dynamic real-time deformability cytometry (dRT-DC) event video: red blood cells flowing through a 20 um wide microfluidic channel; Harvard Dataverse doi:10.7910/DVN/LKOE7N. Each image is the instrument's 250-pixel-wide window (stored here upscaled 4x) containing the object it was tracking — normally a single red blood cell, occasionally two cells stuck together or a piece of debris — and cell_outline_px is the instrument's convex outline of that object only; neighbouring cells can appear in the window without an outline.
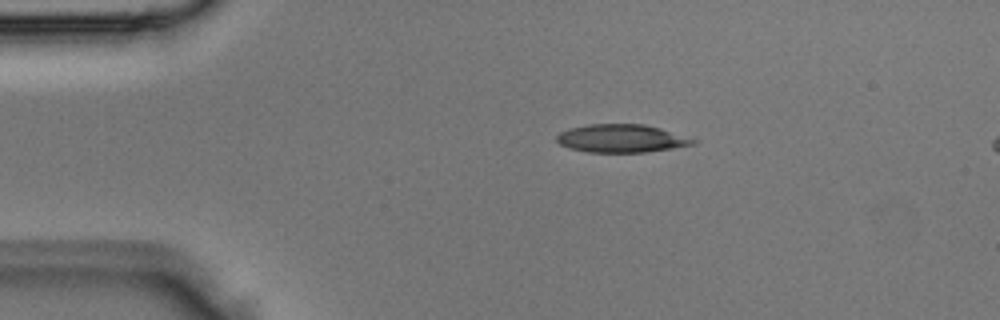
{"species": "Egyptian fruit bat (a non-hibernating species)", "species_latin": "Rousettus aegyptiacus", "temperature_condition": "room temperature", "stored_images_in_passage": 3, "camera_frame_rate_fps": 3000, "um_per_image_px": 0.085, "animal": {"sex": "male"}, "frame": {"image": 1, "passage_image": 2, "time_ms": 0.333, "image_size_px": [1000, 320], "cell_outline_px": [[700, 140], [696, 144], [672, 148], [644, 152], [588, 152], [568, 148], [560, 144], [556, 140], [556, 136], [560, 132], [568, 128], [588, 124], [644, 124], [660, 128]], "centroid_in_image_um": [52.83, 11.76], "position_along_channel_um": 32.2, "area_um2": 22.43}}